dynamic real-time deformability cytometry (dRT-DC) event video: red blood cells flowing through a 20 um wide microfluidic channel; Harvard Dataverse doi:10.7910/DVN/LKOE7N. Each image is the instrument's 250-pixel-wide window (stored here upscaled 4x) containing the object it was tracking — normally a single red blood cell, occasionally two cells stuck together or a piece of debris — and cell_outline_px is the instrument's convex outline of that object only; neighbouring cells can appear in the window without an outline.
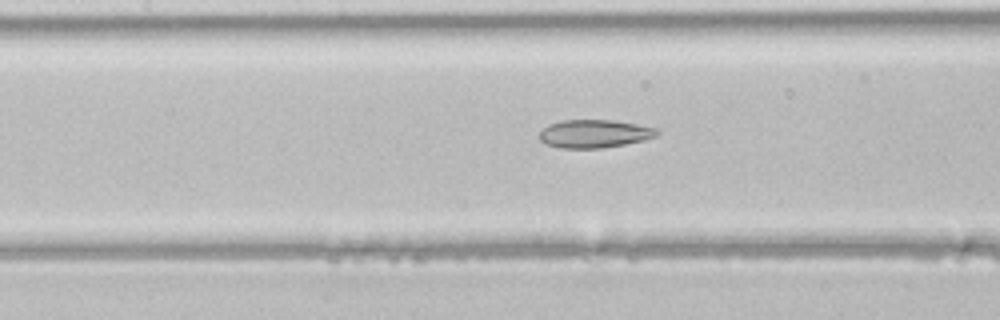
{"species": "common noctule bat (a hibernating species)", "species_latin": "Nyctalus noctula", "temperature_condition": "room temperature", "stored_images_in_passage": 12, "camera_frame_rate_fps": 3000, "um_per_image_px": 0.085, "animal": {"sex": "male", "body_mass_g": 21.5, "forearm_length_mm": 52.0}, "frame": {"image": 1, "passage_image": 10, "time_ms": 3.0, "image_size_px": [1000, 320], "cell_outline_px": [[660, 132], [656, 136], [644, 140], [624, 144], [600, 148], [560, 148], [548, 144], [540, 140], [540, 132], [548, 124], [560, 120], [616, 120], [660, 128]], "centroid_in_image_um": [50.57, 11.35], "position_along_channel_um": 156.8, "area_um2": 19.36}}